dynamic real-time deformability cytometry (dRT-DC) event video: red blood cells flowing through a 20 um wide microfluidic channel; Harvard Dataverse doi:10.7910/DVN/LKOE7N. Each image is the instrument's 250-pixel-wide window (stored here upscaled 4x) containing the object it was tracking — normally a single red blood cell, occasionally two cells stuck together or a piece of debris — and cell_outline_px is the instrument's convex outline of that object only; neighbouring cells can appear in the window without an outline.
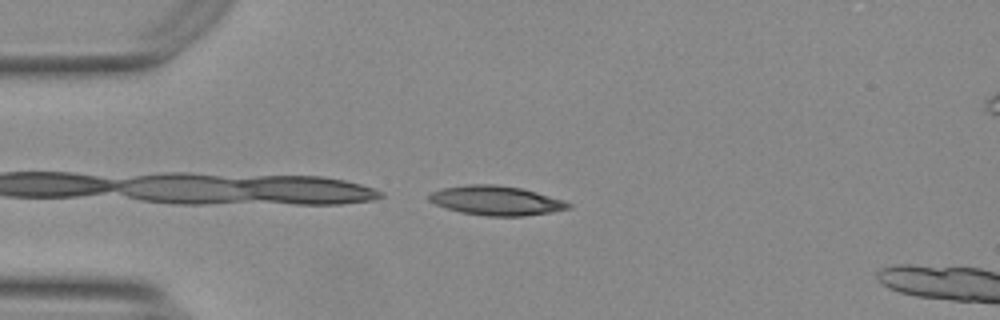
{"species": "Egyptian fruit bat (a non-hibernating species)", "species_latin": "Rousettus aegyptiacus", "temperature_condition": "warm", "stored_images_in_passage": 4, "camera_frame_rate_fps": 3000, "um_per_image_px": 0.085, "animal": {"sex": "female"}, "frame": {"image": 1, "passage_image": 1, "time_ms": 0.0, "image_size_px": [1000, 320], "cell_outline_px": [[572, 208], [552, 212], [524, 216], [488, 216], [460, 212], [436, 204], [428, 200], [428, 196], [432, 192], [444, 188], [468, 184], [496, 184], [520, 188], [536, 192], [564, 200], [572, 204]], "centroid_in_image_um": [42.21, 17.05], "position_along_channel_um": 42.8, "area_um2": 23.76}}